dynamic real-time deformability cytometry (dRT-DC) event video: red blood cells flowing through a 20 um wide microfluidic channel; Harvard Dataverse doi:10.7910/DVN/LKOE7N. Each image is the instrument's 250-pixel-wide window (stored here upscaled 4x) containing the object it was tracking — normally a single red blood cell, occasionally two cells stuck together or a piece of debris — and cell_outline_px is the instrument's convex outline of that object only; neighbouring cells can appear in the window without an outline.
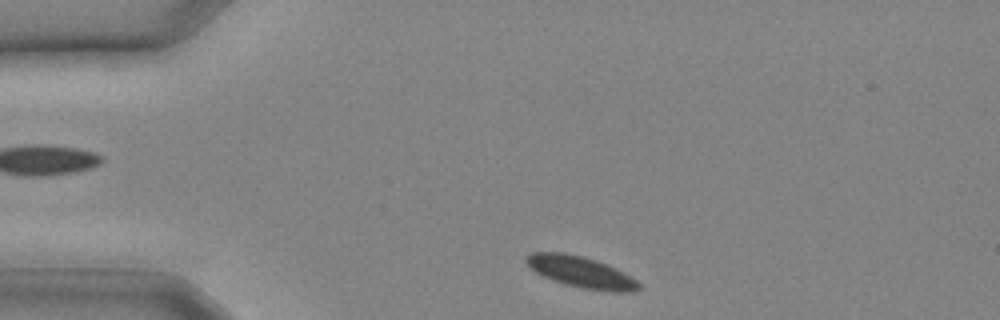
{"species": "common noctule bat (a hibernating species)", "species_latin": "Nyctalus noctula", "temperature_condition": "cold", "stored_images_in_passage": 9, "camera_frame_rate_fps": 3000, "um_per_image_px": 0.085, "animal": {"sex": "male", "body_mass_g": 20.4}, "frame": {"image": 1, "passage_image": 1, "time_ms": 0.0, "image_size_px": [1000, 320], "cell_outline_px": [[644, 288], [632, 292], [612, 292], [580, 288], [564, 284], [552, 280], [536, 272], [524, 260], [532, 252], [564, 252], [596, 260], [608, 264], [624, 272], [636, 280]], "centroid_in_image_um": [49.44, 23.14], "position_along_channel_um": 35.6, "area_um2": 20.58}}
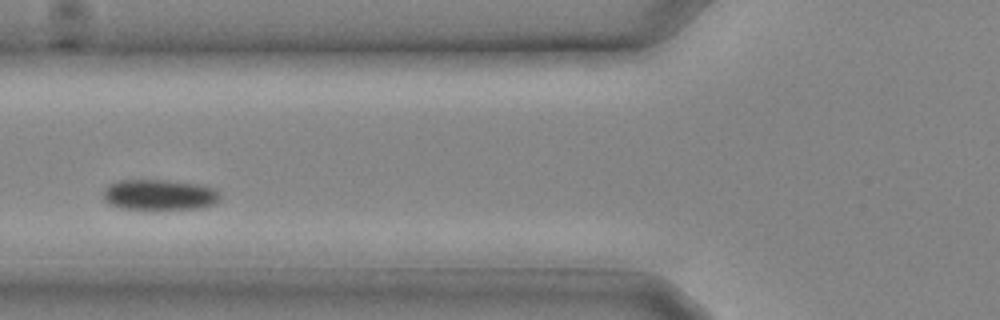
{"frame": {"image": 2, "passage_image": 6, "time_ms": 1.667, "image_size_px": [1000, 320], "cell_outline_px": [[220, 200], [204, 208], [152, 212], [144, 212], [120, 208], [108, 204], [104, 200], [104, 188], [108, 184], [120, 180], [168, 180], [200, 184], [216, 188], [220, 192]], "centroid_in_image_um": [13.56, 16.61], "position_along_channel_um": 112.2, "area_um2": 22.2}}
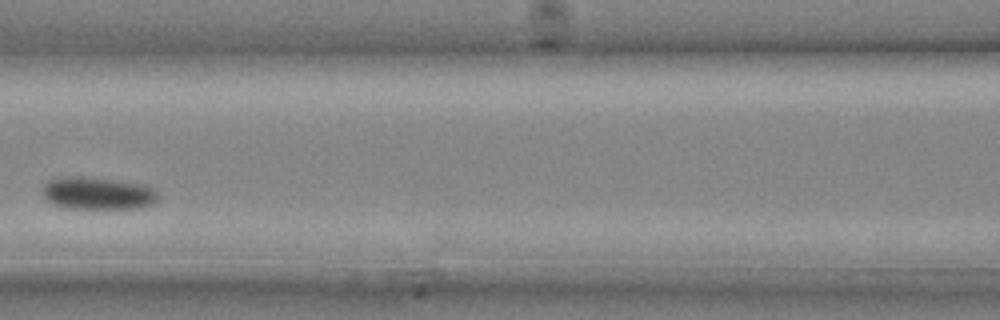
{"frame": {"image": 3, "passage_image": 8, "time_ms": 2.333, "image_size_px": [1000, 320], "cell_outline_px": [[160, 196], [156, 204], [144, 208], [60, 208], [52, 204], [44, 196], [44, 184], [48, 180], [60, 176], [88, 176], [144, 184], [152, 188]], "centroid_in_image_um": [8.34, 16.42], "position_along_channel_um": 158.3, "area_um2": 22.37}}